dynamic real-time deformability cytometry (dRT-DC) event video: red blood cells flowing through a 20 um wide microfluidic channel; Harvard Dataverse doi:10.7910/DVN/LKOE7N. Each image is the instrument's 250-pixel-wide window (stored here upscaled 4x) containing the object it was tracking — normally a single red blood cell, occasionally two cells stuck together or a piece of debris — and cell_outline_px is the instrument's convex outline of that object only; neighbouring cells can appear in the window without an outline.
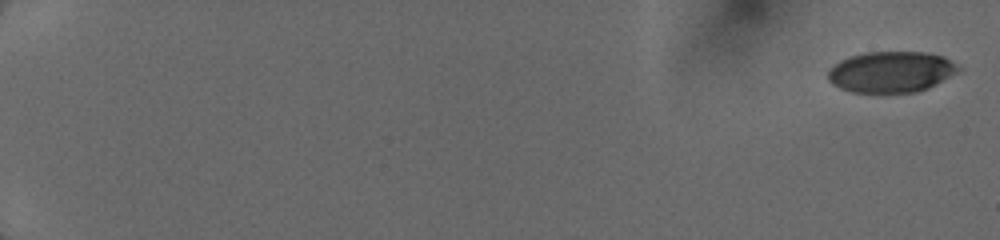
{"species": "human", "species_latin": "Homo sapiens", "temperature_condition": "cold", "stored_images_in_passage": 14, "camera_frame_rate_fps": 3000, "um_per_image_px": 0.085, "donor": {"sex": "female"}, "frame": {"image": 1, "passage_image": 1, "time_ms": 0.0, "image_size_px": [1000, 240], "cell_outline_px": [[964, 68], [928, 88], [916, 92], [852, 92], [840, 88], [832, 84], [828, 80], [828, 68], [832, 64], [848, 56], [864, 52], [924, 52], [944, 56], [952, 60]], "centroid_in_image_um": [75.73, 6.09], "position_along_channel_um": 9.3, "area_um2": 31.44}}
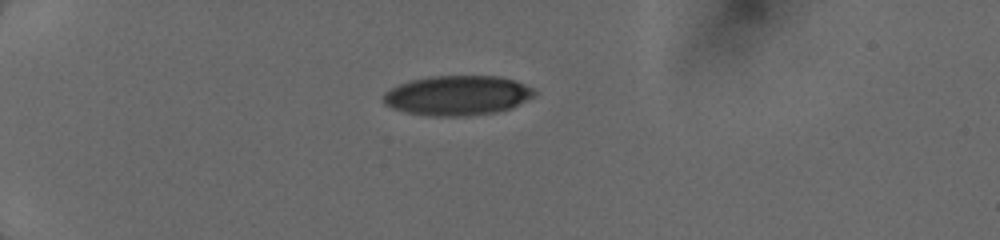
{"frame": {"image": 2, "passage_image": 9, "time_ms": 5.0, "image_size_px": [1000, 240], "cell_outline_px": [[536, 92], [532, 96], [512, 108], [496, 112], [468, 116], [424, 116], [404, 112], [392, 108], [384, 104], [380, 100], [380, 96], [384, 92], [400, 84], [412, 80], [432, 76], [500, 76], [516, 80], [532, 88]], "centroid_in_image_um": [38.83, 8.12], "position_along_channel_um": 46.2, "area_um2": 35.26}}
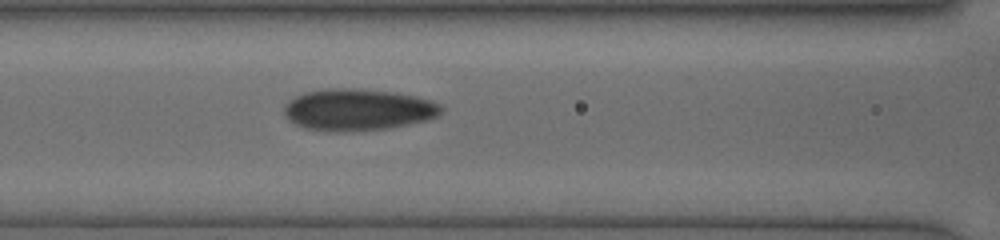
{"frame": {"image": 3, "passage_image": 14, "time_ms": 8.333, "image_size_px": [1000, 240], "cell_outline_px": [[444, 108], [440, 116], [408, 124], [388, 128], [352, 132], [332, 132], [304, 128], [288, 120], [284, 116], [284, 104], [288, 100], [304, 92], [328, 88], [356, 88], [392, 92], [416, 96], [432, 100], [440, 104]], "centroid_in_image_um": [30.4, 9.33], "position_along_channel_um": 136.2, "area_um2": 38.67}}